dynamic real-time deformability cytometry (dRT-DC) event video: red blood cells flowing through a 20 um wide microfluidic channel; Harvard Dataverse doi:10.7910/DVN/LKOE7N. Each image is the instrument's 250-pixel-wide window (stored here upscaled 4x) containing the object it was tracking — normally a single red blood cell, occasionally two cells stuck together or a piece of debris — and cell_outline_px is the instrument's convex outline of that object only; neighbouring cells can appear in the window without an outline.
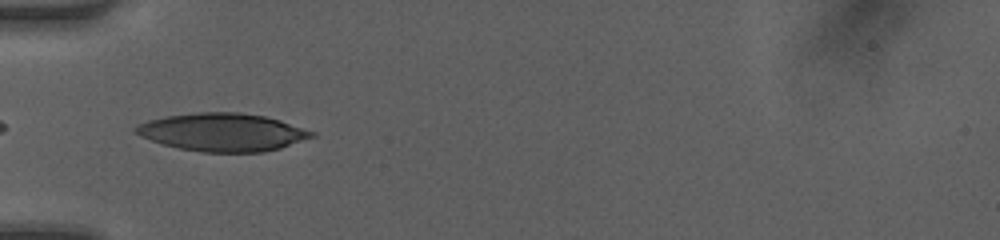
{"species": "human", "species_latin": "Homo sapiens", "temperature_condition": "room temperature", "stored_images_in_passage": 33, "camera_frame_rate_fps": 3000, "um_per_image_px": 0.085, "donor": {"sex": "female"}, "frame": {"image": 1, "passage_image": 1, "time_ms": 0.0, "image_size_px": [1000, 240], "cell_outline_px": [[316, 136], [280, 148], [264, 152], [200, 152], [180, 148], [164, 144], [140, 136], [136, 132], [136, 128], [140, 124], [148, 120], [168, 116], [200, 112], [240, 112], [264, 116], [280, 120], [316, 132]], "centroid_in_image_um": [18.98, 11.24], "position_along_channel_um": 66.0, "area_um2": 38.61}}
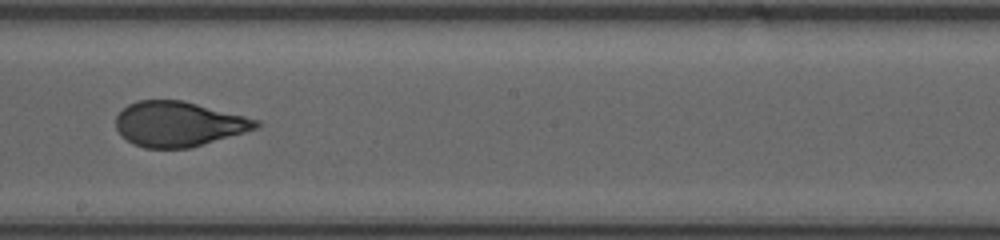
{"frame": {"image": 2, "passage_image": 13, "time_ms": 4.0, "image_size_px": [1000, 240], "cell_outline_px": [[260, 124], [256, 128], [244, 132], [188, 148], [144, 148], [132, 144], [116, 128], [116, 116], [128, 104], [136, 100], [184, 100], [260, 120]], "centroid_in_image_um": [15.16, 10.53], "position_along_channel_um": 233.0, "area_um2": 36.47}}
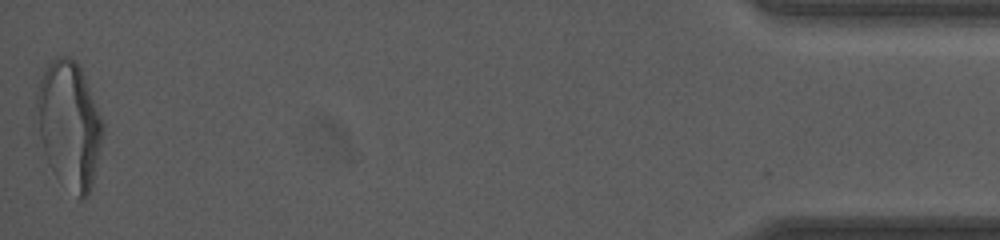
{"frame": {"image": 3, "passage_image": 33, "time_ms": 10.667, "image_size_px": [1000, 240], "cell_outline_px": [[104, 128], [100, 148], [92, 184], [88, 196], [80, 200], [48, 160], [44, 152], [40, 136], [36, 108], [36, 92], [44, 68], [56, 56], [68, 56], [76, 60], [80, 68], [104, 124]], "centroid_in_image_um": [5.88, 10.51], "position_along_channel_um": 429.3, "area_um2": 47.63}, "authors_computed_cell_mechanics": {"area_um2": 37.7434, "velocity_mm_per_s": 4.2224, "shape_relaxation_time_tau1_ms": 3.9837, "shape_relaxation_time_tau2_ms": 0.6954, "deformation_change_tau1": 0.17, "deformation_change_tau2": 0.0577}}